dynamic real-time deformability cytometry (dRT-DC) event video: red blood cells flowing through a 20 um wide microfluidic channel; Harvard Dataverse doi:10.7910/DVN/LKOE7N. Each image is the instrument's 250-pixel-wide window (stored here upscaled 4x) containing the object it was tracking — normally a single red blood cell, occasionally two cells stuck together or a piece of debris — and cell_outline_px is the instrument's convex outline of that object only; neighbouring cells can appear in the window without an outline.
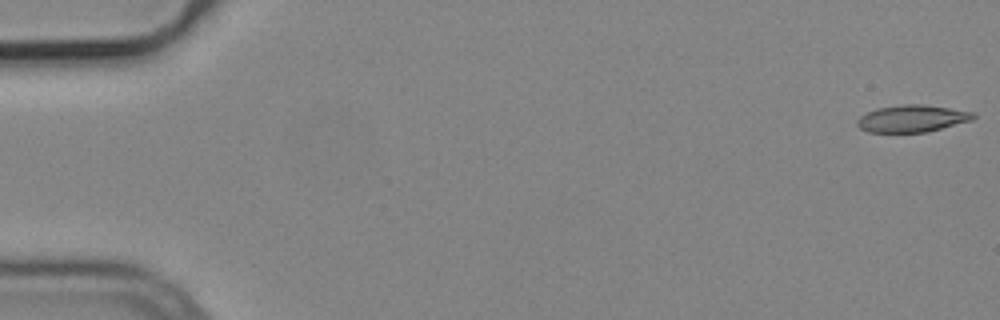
{"species": "common noctule bat (a hibernating species)", "species_latin": "Nyctalus noctula", "temperature_condition": "cold", "stored_images_in_passage": 16, "camera_frame_rate_fps": 3000, "um_per_image_px": 0.085, "animal": {"sex": "male", "body_mass_g": 19.2, "forearm_length_mm": 51.8}, "frame": {"image": 1, "passage_image": 1, "time_ms": 0.0, "image_size_px": [1000, 320], "cell_outline_px": [[976, 116], [972, 120], [928, 132], [868, 132], [860, 128], [856, 124], [856, 120], [860, 116], [876, 108], [904, 104], [924, 104], [976, 112]], "centroid_in_image_um": [77.54, 10.07], "position_along_channel_um": 7.5, "area_um2": 18.44}}
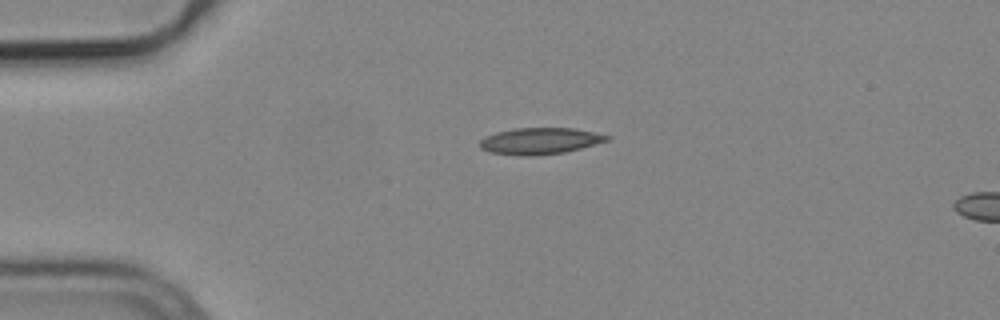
{"frame": {"image": 2, "passage_image": 13, "time_ms": 4.0, "image_size_px": [1000, 320], "cell_outline_px": [[612, 136], [608, 140], [580, 148], [564, 152], [528, 156], [520, 156], [488, 152], [480, 148], [480, 140], [496, 132], [516, 128], [572, 128]], "centroid_in_image_um": [45.86, 11.98], "position_along_channel_um": 39.1, "area_um2": 19.36}}